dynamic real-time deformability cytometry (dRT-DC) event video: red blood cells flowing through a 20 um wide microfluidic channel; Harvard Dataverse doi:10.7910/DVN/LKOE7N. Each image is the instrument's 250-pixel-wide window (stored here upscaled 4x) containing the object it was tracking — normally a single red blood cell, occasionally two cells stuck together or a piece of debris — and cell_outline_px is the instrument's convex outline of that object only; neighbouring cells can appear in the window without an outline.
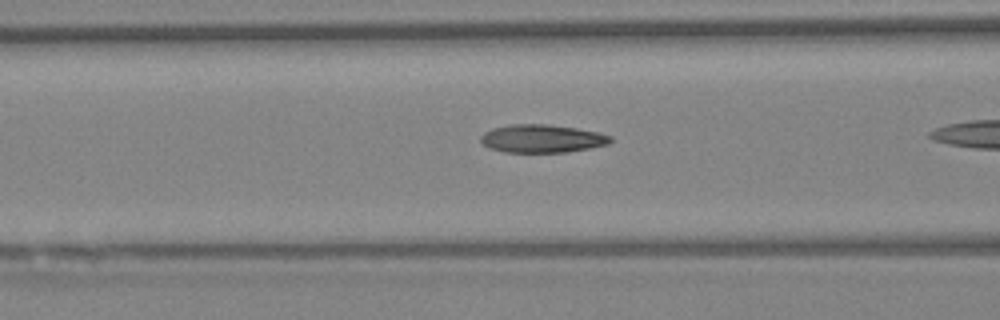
{"species": "Egyptian fruit bat (a non-hibernating species)", "species_latin": "Rousettus aegyptiacus", "temperature_condition": "warm", "stored_images_in_passage": 31, "camera_frame_rate_fps": 3000, "um_per_image_px": 0.085, "animal": {"sex": "female"}, "frame": {"image": 1, "passage_image": 18, "time_ms": 5.667, "image_size_px": [1000, 320], "cell_outline_px": [[612, 140], [608, 144], [568, 152], [504, 152], [488, 148], [480, 140], [480, 136], [484, 132], [492, 128], [508, 124], [548, 124], [576, 128], [600, 132], [612, 136]], "centroid_in_image_um": [46.05, 11.77], "position_along_channel_um": 120.5, "area_um2": 21.39}}
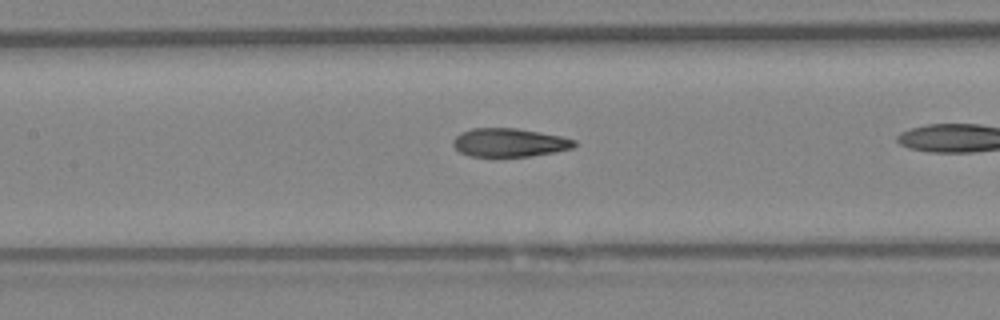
{"frame": {"image": 2, "passage_image": 22, "time_ms": 7.0, "image_size_px": [1000, 320], "cell_outline_px": [[576, 144], [572, 148], [556, 152], [532, 156], [472, 156], [460, 152], [452, 144], [452, 140], [460, 132], [472, 128], [516, 128], [540, 132], [560, 136], [576, 140]], "centroid_in_image_um": [43.29, 12.11], "position_along_channel_um": 164.1, "area_um2": 20.11}}